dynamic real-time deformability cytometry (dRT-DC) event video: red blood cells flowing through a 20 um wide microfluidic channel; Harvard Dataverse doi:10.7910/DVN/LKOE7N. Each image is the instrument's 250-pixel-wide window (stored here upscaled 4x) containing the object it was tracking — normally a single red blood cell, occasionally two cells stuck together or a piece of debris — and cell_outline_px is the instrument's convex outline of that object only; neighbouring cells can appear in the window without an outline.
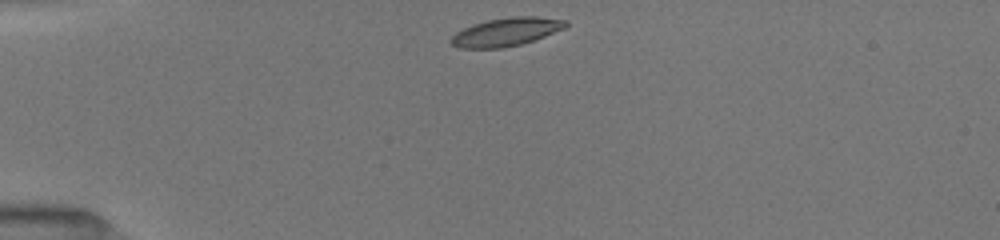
{"species": "common noctule bat (a hibernating species)", "species_latin": "Nyctalus noctula", "temperature_condition": "room temperature", "stored_images_in_passage": 39, "camera_frame_rate_fps": 3000, "um_per_image_px": 0.085, "animal": {"sex": "female", "body_mass_g": 19.5, "forearm_length_mm": 54.1}, "frame": {"image": 1, "passage_image": 1, "time_ms": 0.0, "image_size_px": [1000, 240], "cell_outline_px": [[568, 24], [564, 28], [544, 36], [520, 44], [504, 48], [460, 48], [452, 44], [448, 40], [456, 32], [472, 24], [488, 20], [512, 16], [536, 16], [568, 20]], "centroid_in_image_um": [43.01, 2.7], "position_along_channel_um": 42.0, "area_um2": 18.84}}
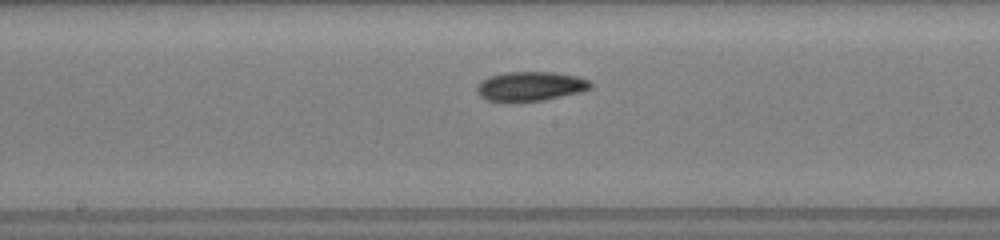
{"frame": {"image": 2, "passage_image": 16, "time_ms": 5.0, "image_size_px": [1000, 240], "cell_outline_px": [[592, 88], [584, 92], [544, 100], [516, 104], [500, 104], [488, 100], [480, 96], [476, 92], [476, 88], [488, 76], [504, 72], [552, 72], [576, 76], [588, 80], [592, 84]], "centroid_in_image_um": [45.06, 7.38], "position_along_channel_um": 203.1, "area_um2": 20.23}}
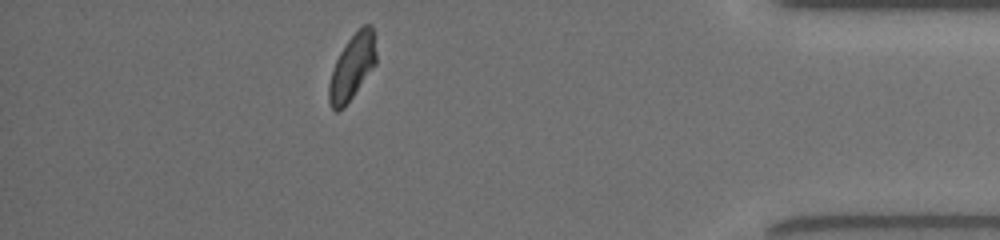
{"frame": {"image": 3, "passage_image": 34, "time_ms": 11.0, "image_size_px": [1000, 240], "cell_outline_px": [[376, 64], [344, 108], [336, 112], [332, 108], [328, 100], [328, 84], [336, 60], [340, 52], [348, 40], [364, 24], [372, 24], [376, 52]], "centroid_in_image_um": [29.93, 5.72], "position_along_channel_um": 405.3, "area_um2": 17.8}, "authors_computed_cell_mechanics": {"area_um2": 19.0162, "velocity_mm_per_s": 3.9859, "shape_relaxation_time_tau1_ms": 3.5287, "shape_relaxation_time_tau2_ms": 2.8729, "deformation_change_tau1": 0.1369, "deformation_change_tau2": 0.0743}}